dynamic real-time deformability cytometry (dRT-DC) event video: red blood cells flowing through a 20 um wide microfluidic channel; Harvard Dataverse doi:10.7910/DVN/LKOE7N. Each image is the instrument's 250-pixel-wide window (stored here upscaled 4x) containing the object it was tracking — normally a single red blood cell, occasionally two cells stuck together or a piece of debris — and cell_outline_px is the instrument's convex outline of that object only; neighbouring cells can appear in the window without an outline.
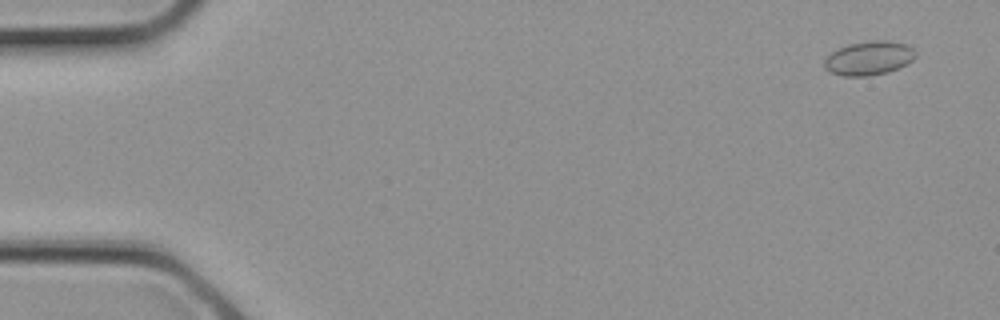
{"species": "common noctule bat (a hibernating species)", "species_latin": "Nyctalus noctula", "temperature_condition": "cold", "stored_images_in_passage": 2, "segment_of_instrument_passage": [2, 2], "camera_frame_rate_fps": 3000, "um_per_image_px": 0.085, "animal": {"sex": "female", "body_mass_g": 21.9}, "frame": {"image": 1, "passage_image": 2, "time_ms": 0.333, "image_size_px": [1000, 320], "cell_outline_px": [[916, 56], [908, 64], [888, 72], [868, 76], [844, 76], [828, 72], [824, 68], [824, 60], [832, 52], [848, 44], [868, 40], [888, 40], [908, 44], [916, 52]], "centroid_in_image_um": [73.87, 4.94], "position_along_channel_um": 11.1, "area_um2": 18.26}}